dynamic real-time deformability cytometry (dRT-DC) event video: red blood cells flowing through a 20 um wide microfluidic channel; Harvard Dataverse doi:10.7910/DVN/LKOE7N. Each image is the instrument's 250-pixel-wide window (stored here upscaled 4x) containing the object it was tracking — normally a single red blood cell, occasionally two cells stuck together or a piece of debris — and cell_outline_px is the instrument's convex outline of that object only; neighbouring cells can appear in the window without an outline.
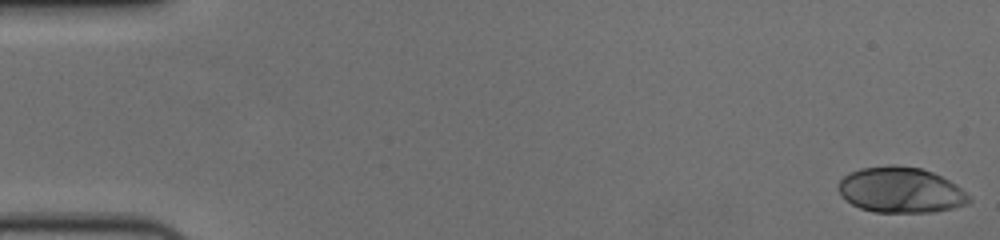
{"species": "human", "species_latin": "Homo sapiens", "temperature_condition": "cold", "stored_images_in_passage": 57, "camera_frame_rate_fps": 3000, "um_per_image_px": 0.085, "donor": {"sex": "female"}, "frame": {"image": 1, "passage_image": 1, "time_ms": 0.0, "image_size_px": [1000, 240], "cell_outline_px": [[972, 200], [968, 204], [936, 212], [872, 212], [860, 208], [852, 204], [840, 196], [836, 188], [840, 180], [848, 172], [860, 168], [888, 164], [896, 164], [920, 168], [932, 172], [956, 184], [972, 196]], "centroid_in_image_um": [76.54, 16.15], "position_along_channel_um": 8.5, "area_um2": 35.32}}
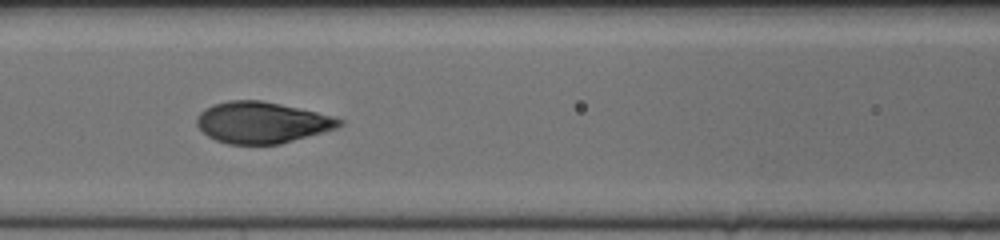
{"frame": {"image": 2, "passage_image": 25, "time_ms": 8.0, "image_size_px": [1000, 240], "cell_outline_px": [[344, 124], [336, 128], [280, 144], [228, 144], [216, 140], [208, 136], [196, 124], [196, 116], [204, 108], [212, 104], [228, 100], [260, 100], [280, 104], [336, 116], [344, 120]], "centroid_in_image_um": [22.25, 10.4], "position_along_channel_um": 144.3, "area_um2": 34.39}}
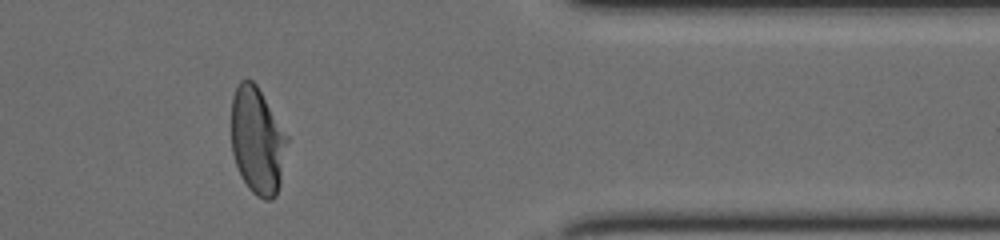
{"frame": {"image": 3, "passage_image": 47, "time_ms": 15.333, "image_size_px": [1000, 240], "cell_outline_px": [[288, 140], [280, 184], [276, 196], [272, 200], [264, 200], [256, 196], [248, 188], [240, 176], [232, 152], [232, 96], [240, 80], [248, 76], [256, 84], [288, 136]], "centroid_in_image_um": [21.87, 11.97], "position_along_channel_um": 389.5, "area_um2": 35.03}, "authors_computed_cell_mechanics": {"area_um2": 34.969, "velocity_mm_per_s": 3.6286, "shape_relaxation_time_tau1_ms": 3.662, "shape_relaxation_time_tau2_ms": null, "deformation_change_tau1": 0.1946, "deformation_change_tau2": null}}